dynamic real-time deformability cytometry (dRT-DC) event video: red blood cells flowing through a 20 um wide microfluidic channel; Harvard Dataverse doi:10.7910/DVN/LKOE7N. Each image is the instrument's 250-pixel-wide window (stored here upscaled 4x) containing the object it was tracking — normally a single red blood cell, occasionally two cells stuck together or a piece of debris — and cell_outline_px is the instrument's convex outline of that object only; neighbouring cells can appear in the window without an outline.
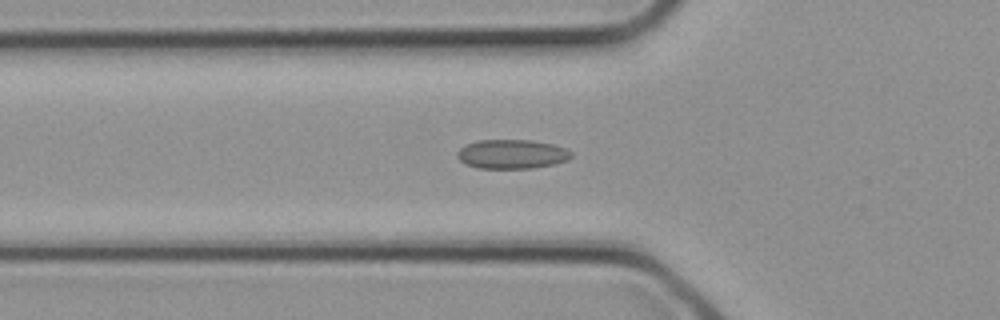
{"species": "common noctule bat (a hibernating species)", "species_latin": "Nyctalus noctula", "temperature_condition": "cold", "stored_images_in_passage": 31, "camera_frame_rate_fps": 3000, "um_per_image_px": 0.085, "animal": {"sex": "female", "body_mass_g": 21.9}, "frame": {"image": 1, "passage_image": 11, "time_ms": 3.333, "image_size_px": [1000, 320], "cell_outline_px": [[572, 156], [568, 160], [552, 164], [532, 168], [476, 168], [464, 164], [456, 156], [456, 152], [464, 144], [476, 140], [532, 140], [552, 144], [564, 148], [572, 152]], "centroid_in_image_um": [43.45, 13.09], "position_along_channel_um": 82.3, "area_um2": 19.54}}
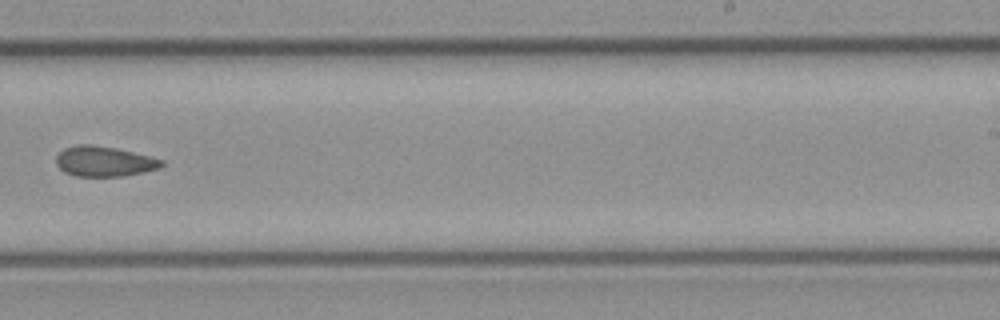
{"frame": {"image": 2, "passage_image": 20, "time_ms": 6.333, "image_size_px": [1000, 320], "cell_outline_px": [[164, 164], [160, 168], [120, 176], [76, 176], [64, 172], [56, 164], [56, 156], [64, 148], [76, 144], [92, 144], [116, 148], [164, 160]], "centroid_in_image_um": [8.82, 13.7], "position_along_channel_um": 280.2, "area_um2": 18.44}}
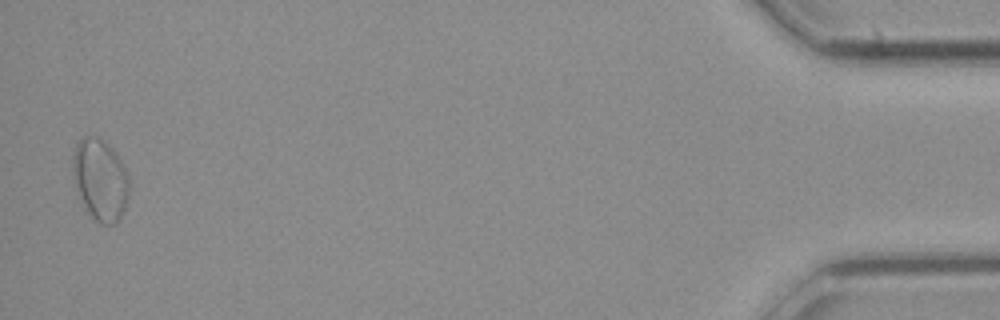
{"frame": {"image": 3, "passage_image": 31, "time_ms": 10.0, "image_size_px": [1000, 320], "cell_outline_px": [[128, 196], [124, 208], [120, 216], [112, 224], [100, 224], [92, 216], [84, 204], [76, 184], [72, 172], [72, 156], [76, 144], [84, 136], [96, 136], [108, 144], [116, 152], [128, 176]], "centroid_in_image_um": [8.51, 15.22], "position_along_channel_um": 426.7, "area_um2": 26.18}}